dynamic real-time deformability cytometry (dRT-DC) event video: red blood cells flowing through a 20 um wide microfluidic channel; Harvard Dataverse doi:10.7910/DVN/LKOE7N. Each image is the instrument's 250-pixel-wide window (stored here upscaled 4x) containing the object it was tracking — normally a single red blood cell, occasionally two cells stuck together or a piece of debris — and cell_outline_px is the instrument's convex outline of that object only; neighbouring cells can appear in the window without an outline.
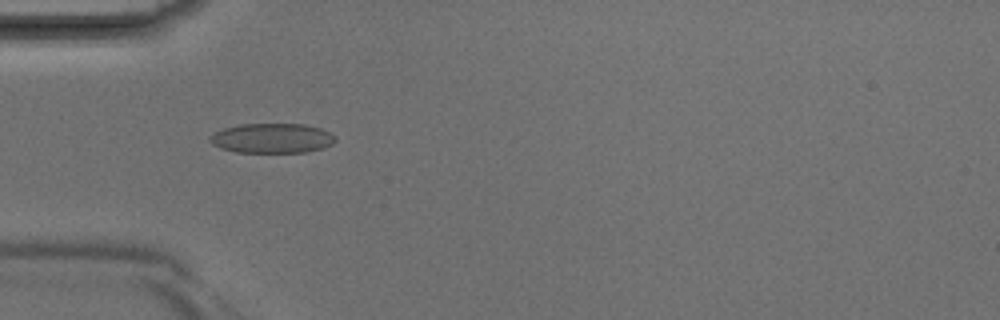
{"species": "Egyptian fruit bat (a non-hibernating species)", "species_latin": "Rousettus aegyptiacus", "temperature_condition": "room temperature", "stored_images_in_passage": 42, "camera_frame_rate_fps": 3000, "um_per_image_px": 0.085, "animal": {"sex": "male"}, "frame": {"image": 1, "passage_image": 13, "time_ms": 4.0, "image_size_px": [1000, 320], "cell_outline_px": [[336, 140], [332, 144], [324, 148], [304, 152], [236, 152], [220, 148], [212, 144], [208, 140], [208, 136], [224, 128], [240, 124], [304, 124], [320, 128], [336, 136]], "centroid_in_image_um": [23.11, 11.75], "position_along_channel_um": 61.9, "area_um2": 21.79}}
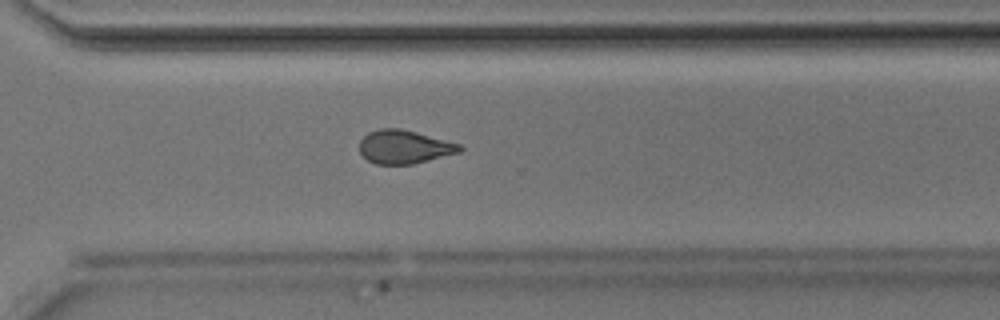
{"frame": {"image": 2, "passage_image": 30, "time_ms": 9.667, "image_size_px": [1000, 320], "cell_outline_px": [[464, 148], [460, 152], [412, 164], [376, 164], [368, 160], [360, 152], [360, 140], [368, 132], [380, 128], [400, 128], [416, 132], [460, 144]], "centroid_in_image_um": [34.35, 12.48], "position_along_channel_um": 336.2, "area_um2": 19.42}}
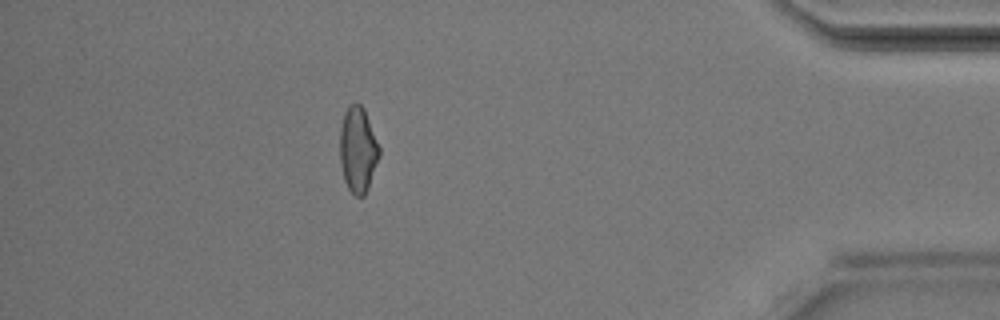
{"frame": {"image": 3, "passage_image": 37, "time_ms": 12.0, "image_size_px": [1000, 320], "cell_outline_px": [[380, 156], [368, 188], [364, 196], [356, 196], [348, 188], [344, 180], [340, 164], [340, 128], [344, 112], [352, 104], [360, 104], [364, 108], [380, 148]], "centroid_in_image_um": [30.42, 12.74], "position_along_channel_um": 404.8, "area_um2": 19.59}}